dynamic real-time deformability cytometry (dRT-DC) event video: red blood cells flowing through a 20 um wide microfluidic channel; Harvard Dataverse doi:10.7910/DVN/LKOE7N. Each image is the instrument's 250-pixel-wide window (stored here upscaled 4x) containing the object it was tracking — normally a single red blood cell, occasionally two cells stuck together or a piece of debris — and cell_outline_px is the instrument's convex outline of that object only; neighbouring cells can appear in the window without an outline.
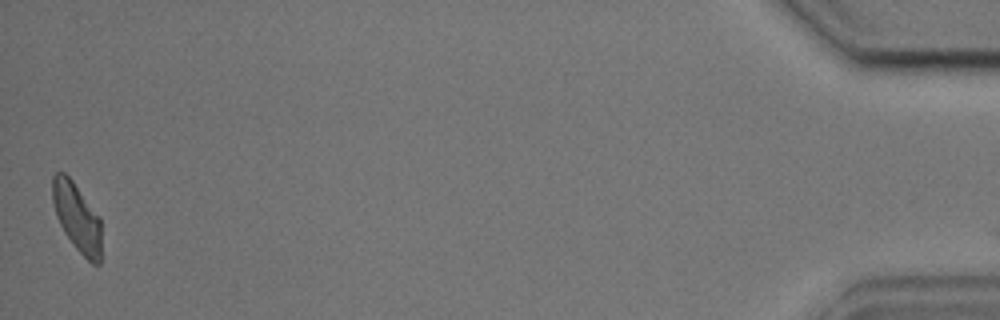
{"species": "common noctule bat (a hibernating species)", "species_latin": "Nyctalus noctula", "temperature_condition": "cold", "stored_images_in_passage": 54, "camera_frame_rate_fps": 3000, "um_per_image_px": 0.085, "animal": {"sex": "male", "body_mass_g": 17.9, "forearm_length_mm": 54.2}, "frame": {"image": 1, "passage_image": 53, "time_ms": 17.333, "image_size_px": [1000, 320], "cell_outline_px": [[100, 264], [92, 264], [72, 244], [64, 232], [56, 216], [52, 200], [52, 176], [56, 172], [64, 172], [72, 180], [100, 216]], "centroid_in_image_um": [6.53, 18.45], "position_along_channel_um": 428.7, "area_um2": 19.48}, "authors_computed_cell_mechanics": {"area_um2": 21.1259, "velocity_mm_per_s": 3.5792, "shape_relaxation_time_tau1_ms": 3.5666, "shape_relaxation_time_tau2_ms": 1.4939, "deformation_change_tau1": 0.1407, "deformation_change_tau2": 0.0917}}